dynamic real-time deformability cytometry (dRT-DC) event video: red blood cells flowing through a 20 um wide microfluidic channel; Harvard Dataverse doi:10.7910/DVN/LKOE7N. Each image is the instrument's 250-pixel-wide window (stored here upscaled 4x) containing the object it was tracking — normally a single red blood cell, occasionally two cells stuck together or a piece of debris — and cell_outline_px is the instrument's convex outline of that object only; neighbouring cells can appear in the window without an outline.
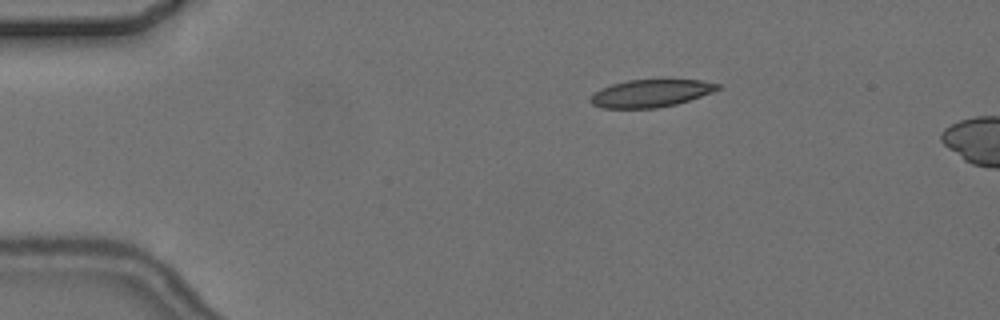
{"species": "common noctule bat (a hibernating species)", "species_latin": "Nyctalus noctula", "temperature_condition": "cold", "stored_images_in_passage": 3, "camera_frame_rate_fps": 3000, "um_per_image_px": 0.085, "animal": {"sex": "female", "body_mass_g": 24.6, "forearm_length_mm": 56.2}, "frame": {"image": 1, "passage_image": 1, "time_ms": 0.0, "image_size_px": [1000, 320], "cell_outline_px": [[720, 88], [712, 92], [676, 104], [656, 108], [604, 108], [592, 104], [588, 100], [600, 88], [612, 84], [628, 80], [700, 80], [720, 84]], "centroid_in_image_um": [55.29, 7.93], "position_along_channel_um": 29.7, "area_um2": 20.17}}